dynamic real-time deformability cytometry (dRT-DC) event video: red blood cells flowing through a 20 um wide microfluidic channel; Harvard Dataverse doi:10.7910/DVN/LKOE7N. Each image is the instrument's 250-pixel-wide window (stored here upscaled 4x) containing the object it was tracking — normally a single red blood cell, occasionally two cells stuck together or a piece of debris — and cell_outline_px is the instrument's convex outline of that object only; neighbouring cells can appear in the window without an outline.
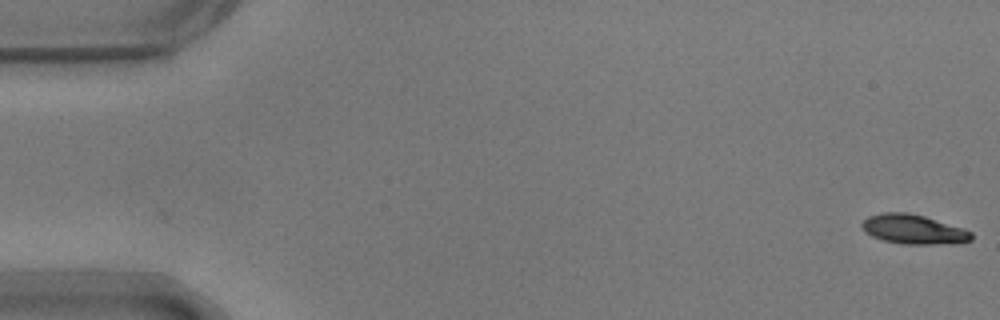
{"species": "common noctule bat (a hibernating species)", "species_latin": "Nyctalus noctula", "temperature_condition": "warm", "stored_images_in_passage": 55, "camera_frame_rate_fps": 3000, "um_per_image_px": 0.085, "animal": {"sex": "male", "body_mass_g": 17.9}, "frame": {"image": 1, "passage_image": 1, "time_ms": 0.0, "image_size_px": [1000, 320], "cell_outline_px": [[972, 240], [932, 244], [904, 244], [884, 240], [872, 236], [860, 224], [868, 216], [880, 212], [908, 212], [924, 216], [964, 228], [972, 232]], "centroid_in_image_um": [77.63, 19.47], "position_along_channel_um": 7.4, "area_um2": 18.5}}
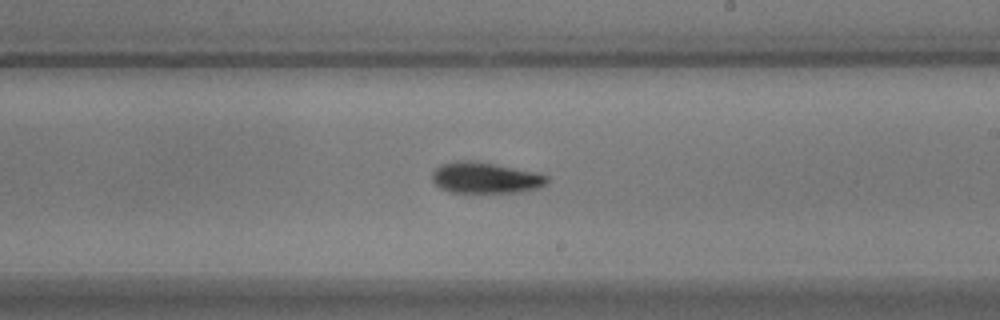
{"frame": {"image": 2, "passage_image": 32, "time_ms": 10.333, "image_size_px": [1000, 320], "cell_outline_px": [[548, 180], [540, 188], [520, 192], [448, 192], [440, 188], [432, 180], [432, 172], [440, 164], [456, 160], [476, 160], [540, 172], [548, 176]], "centroid_in_image_um": [41.27, 15.09], "position_along_channel_um": 247.7, "area_um2": 21.21}}
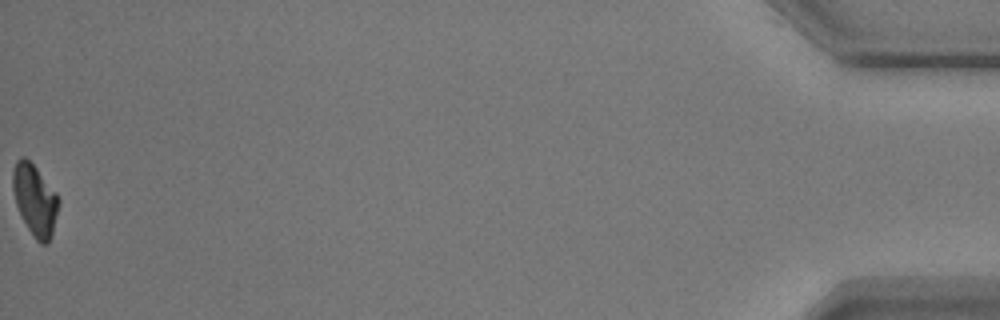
{"frame": {"image": 3, "passage_image": 55, "time_ms": 18.0, "image_size_px": [1000, 320], "cell_outline_px": [[60, 204], [52, 232], [48, 244], [40, 244], [36, 240], [20, 216], [16, 204], [12, 188], [12, 172], [16, 160], [24, 156], [36, 168], [56, 192], [60, 200]], "centroid_in_image_um": [2.96, 17.0], "position_along_channel_um": 432.2, "area_um2": 19.02}, "authors_computed_cell_mechanics": {"area_um2": 19.5942, "velocity_mm_per_s": 3.7099, "shape_relaxation_time_tau1_ms": 3.157, "shape_relaxation_time_tau2_ms": 1.4646, "deformation_change_tau1": 0.1449, "deformation_change_tau2": 0.0735}}